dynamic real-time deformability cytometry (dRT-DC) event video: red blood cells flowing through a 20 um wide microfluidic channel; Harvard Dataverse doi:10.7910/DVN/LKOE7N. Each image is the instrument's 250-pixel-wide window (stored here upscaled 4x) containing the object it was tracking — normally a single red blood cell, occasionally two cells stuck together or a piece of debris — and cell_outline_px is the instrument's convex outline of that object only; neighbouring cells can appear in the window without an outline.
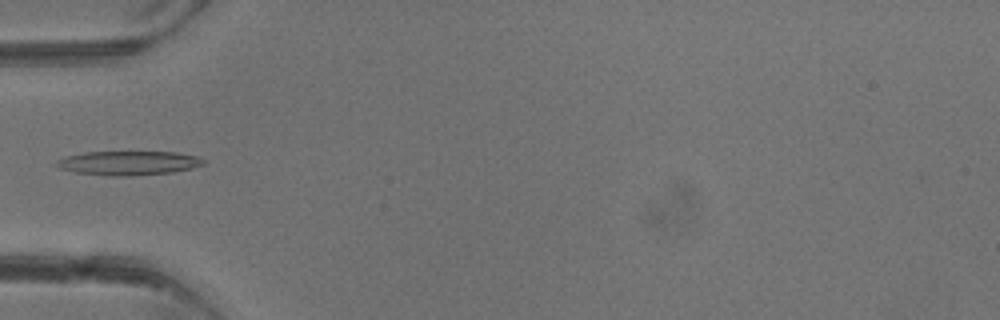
{"species": "common noctule bat (a hibernating species)", "species_latin": "Nyctalus noctula", "temperature_condition": "warm", "stored_images_in_passage": 3, "camera_frame_rate_fps": 3000, "um_per_image_px": 0.085, "animal": {"sex": "male", "body_mass_g": 13.3}, "frame": {"image": 1, "passage_image": 3, "time_ms": 3.333, "image_size_px": [1000, 320], "cell_outline_px": [[208, 160], [204, 164], [192, 168], [172, 172], [132, 176], [108, 176], [76, 172], [60, 168], [56, 164], [56, 160], [68, 156], [84, 152], [176, 152], [196, 156]], "centroid_in_image_um": [10.96, 13.86], "position_along_channel_um": 74.0, "area_um2": 20.63}}